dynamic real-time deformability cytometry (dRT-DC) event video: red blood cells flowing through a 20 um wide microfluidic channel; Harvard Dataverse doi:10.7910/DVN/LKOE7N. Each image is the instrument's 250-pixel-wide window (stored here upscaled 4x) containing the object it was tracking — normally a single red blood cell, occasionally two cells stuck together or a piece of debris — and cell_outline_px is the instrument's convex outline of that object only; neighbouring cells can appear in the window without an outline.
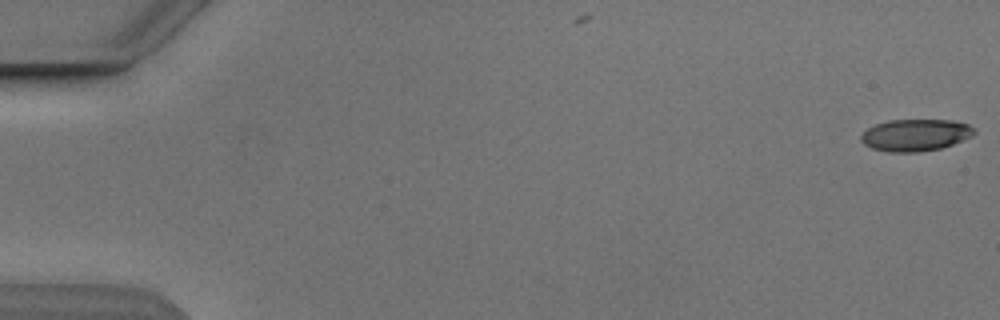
{"species": "Egyptian fruit bat (a non-hibernating species)", "species_latin": "Rousettus aegyptiacus", "temperature_condition": "cold", "stored_images_in_passage": 5, "camera_frame_rate_fps": 3000, "um_per_image_px": 0.085, "animal": {"sex": "male"}, "frame": {"image": 1, "passage_image": 1, "time_ms": 0.0, "image_size_px": [1000, 320], "cell_outline_px": [[976, 132], [972, 136], [952, 144], [940, 148], [916, 152], [888, 152], [872, 148], [864, 144], [860, 140], [860, 136], [868, 128], [876, 124], [888, 120], [952, 120], [968, 124]], "centroid_in_image_um": [77.79, 11.48], "position_along_channel_um": 7.2, "area_um2": 20.92}}
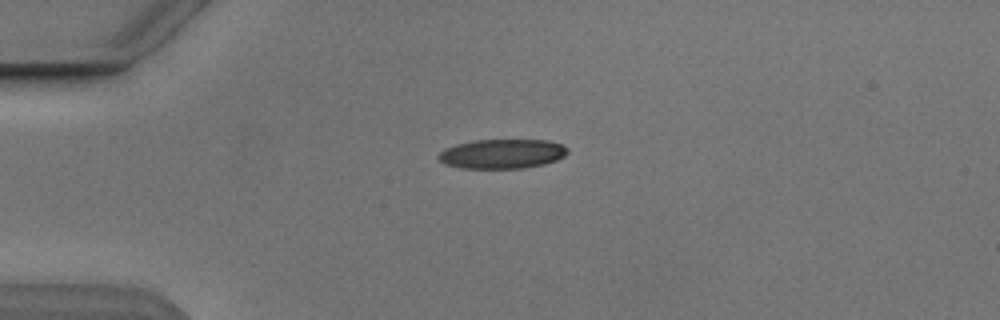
{"frame": {"image": 2, "passage_image": 4, "time_ms": 4.333, "image_size_px": [1000, 320], "cell_outline_px": [[568, 152], [564, 156], [556, 160], [544, 164], [524, 168], [460, 168], [444, 164], [436, 156], [444, 148], [456, 144], [476, 140], [548, 140], [560, 144], [568, 148]], "centroid_in_image_um": [42.66, 13.07], "position_along_channel_um": 42.3, "area_um2": 22.2}}